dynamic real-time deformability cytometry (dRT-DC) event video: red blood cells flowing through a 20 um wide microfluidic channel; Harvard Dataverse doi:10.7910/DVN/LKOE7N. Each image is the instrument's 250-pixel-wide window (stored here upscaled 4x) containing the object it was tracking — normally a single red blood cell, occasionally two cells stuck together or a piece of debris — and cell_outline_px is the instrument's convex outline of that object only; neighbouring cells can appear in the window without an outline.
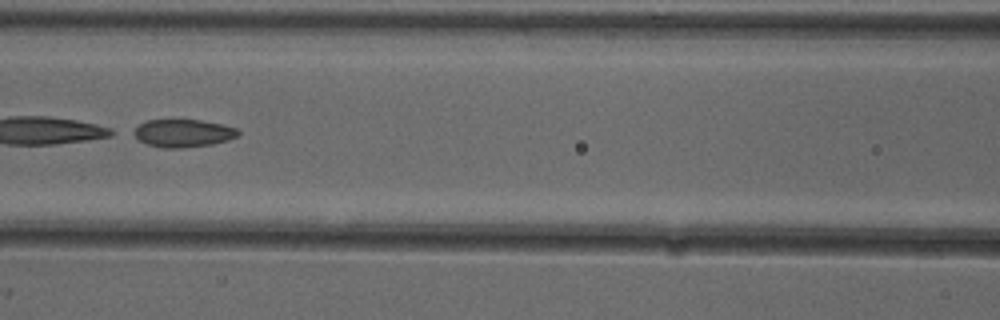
{"species": "common noctule bat (a hibernating species)", "species_latin": "Nyctalus noctula", "temperature_condition": "cold", "stored_images_in_passage": 6, "camera_frame_rate_fps": 3000, "um_per_image_px": 0.085, "animal": {"sex": "female"}, "frame": {"image": 1, "passage_image": 6, "time_ms": 1.667, "image_size_px": [1000, 320], "cell_outline_px": [[240, 136], [228, 140], [212, 144], [180, 148], [164, 148], [148, 144], [140, 140], [128, 132], [140, 124], [148, 120], [200, 120], [220, 124], [236, 128], [240, 132]], "centroid_in_image_um": [15.55, 11.32], "position_along_channel_um": 151.1, "area_um2": 16.94}}